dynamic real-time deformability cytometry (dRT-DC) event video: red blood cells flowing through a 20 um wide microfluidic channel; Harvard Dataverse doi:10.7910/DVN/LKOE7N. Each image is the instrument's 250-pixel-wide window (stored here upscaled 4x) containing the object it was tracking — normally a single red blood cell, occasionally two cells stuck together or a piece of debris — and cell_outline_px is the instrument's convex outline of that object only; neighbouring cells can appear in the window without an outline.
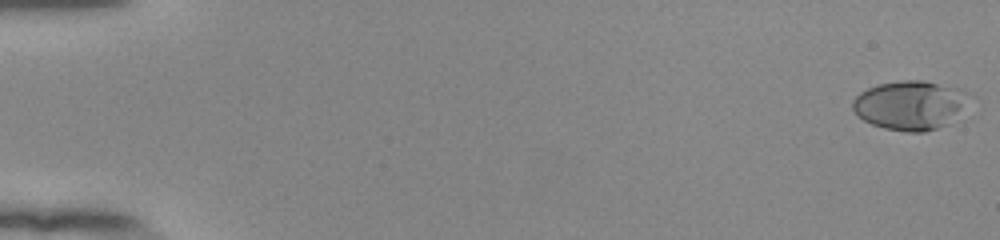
{"species": "human", "species_latin": "Homo sapiens", "temperature_condition": "room temperature", "stored_images_in_passage": 55, "camera_frame_rate_fps": 3000, "um_per_image_px": 0.085, "donor": {"sex": "female"}, "frame": {"image": 1, "passage_image": 1, "time_ms": 0.0, "image_size_px": [1000, 240], "cell_outline_px": [[964, 92], [960, 104], [948, 124], [924, 132], [908, 132], [884, 128], [872, 124], [864, 120], [852, 108], [852, 100], [860, 92], [868, 88], [880, 84], [900, 80], [924, 80], [956, 88]], "centroid_in_image_um": [77.2, 8.94], "position_along_channel_um": 7.8, "area_um2": 32.02}}
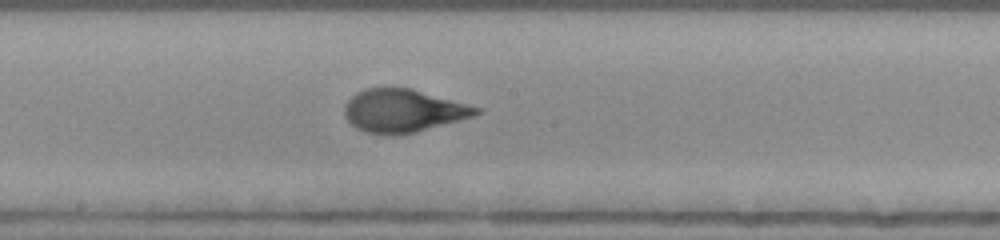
{"frame": {"image": 2, "passage_image": 31, "time_ms": 10.0, "image_size_px": [1000, 240], "cell_outline_px": [[480, 112], [472, 116], [460, 120], [416, 132], [368, 132], [356, 128], [344, 116], [344, 104], [356, 92], [364, 88], [412, 88], [480, 108]], "centroid_in_image_um": [34.24, 9.37], "position_along_channel_um": 214.0, "area_um2": 32.14}}
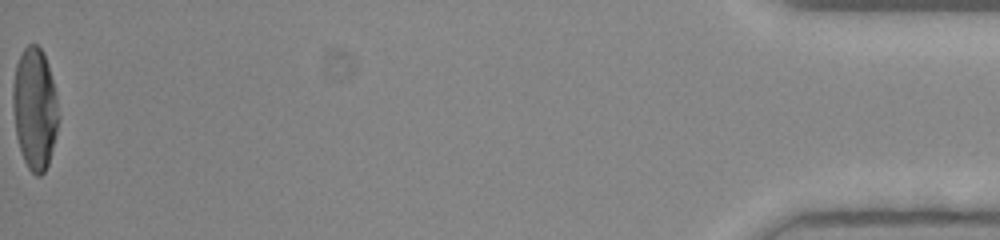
{"frame": {"image": 3, "passage_image": 55, "time_ms": 18.0, "image_size_px": [1000, 240], "cell_outline_px": [[60, 116], [48, 164], [44, 172], [40, 176], [36, 176], [28, 168], [20, 152], [16, 136], [12, 104], [12, 88], [16, 64], [24, 48], [28, 44], [36, 44], [44, 52], [48, 64], [56, 92]], "centroid_in_image_um": [2.95, 9.22], "position_along_channel_um": 432.2, "area_um2": 32.66}, "authors_computed_cell_mechanics": {"area_um2": 32.1946, "velocity_mm_per_s": 3.8904, "shape_relaxation_time_tau1_ms": 4.3408, "shape_relaxation_time_tau2_ms": null, "deformation_change_tau1": 0.2121, "deformation_change_tau2": null}}